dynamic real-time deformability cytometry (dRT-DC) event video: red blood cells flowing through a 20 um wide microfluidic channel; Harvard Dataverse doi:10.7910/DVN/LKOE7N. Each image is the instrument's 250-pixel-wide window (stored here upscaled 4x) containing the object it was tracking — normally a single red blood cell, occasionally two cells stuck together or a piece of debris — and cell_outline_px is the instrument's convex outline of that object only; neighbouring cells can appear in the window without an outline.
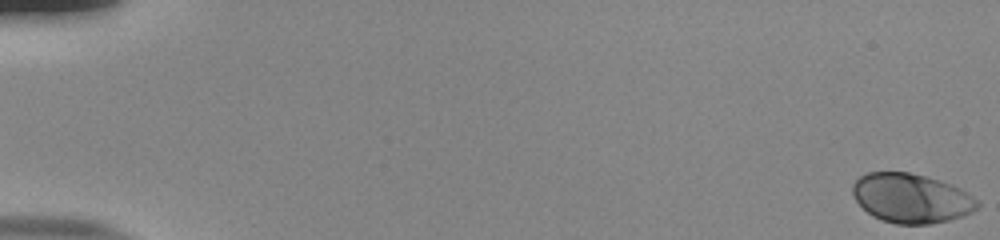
{"species": "human", "species_latin": "Homo sapiens", "temperature_condition": "room temperature", "stored_images_in_passage": 55, "camera_frame_rate_fps": 3000, "um_per_image_px": 0.085, "donor": {"sex": "male"}, "frame": {"image": 1, "passage_image": 1, "time_ms": 0.0, "image_size_px": [1000, 240], "cell_outline_px": [[980, 204], [972, 212], [964, 216], [948, 220], [928, 224], [896, 224], [880, 220], [872, 216], [852, 196], [852, 184], [860, 176], [868, 172], [908, 172], [940, 180], [952, 184], [960, 188], [972, 196]], "centroid_in_image_um": [77.44, 16.85], "position_along_channel_um": 7.6, "area_um2": 35.89}}
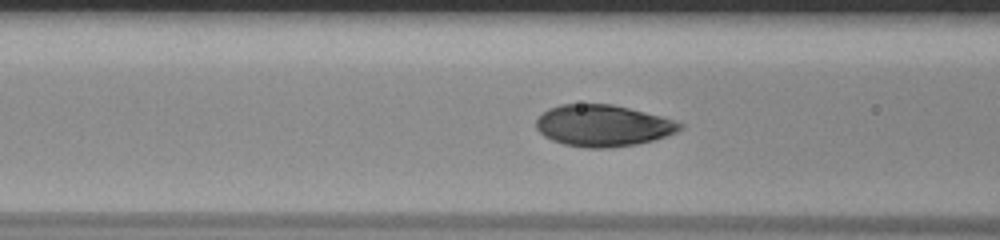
{"frame": {"image": 2, "passage_image": 24, "time_ms": 7.667, "image_size_px": [1000, 240], "cell_outline_px": [[684, 128], [668, 136], [636, 144], [612, 148], [584, 148], [564, 144], [552, 140], [544, 136], [536, 128], [536, 120], [548, 108], [560, 104], [612, 104], [660, 116], [684, 124]], "centroid_in_image_um": [51.24, 10.69], "position_along_channel_um": 115.4, "area_um2": 34.8}}
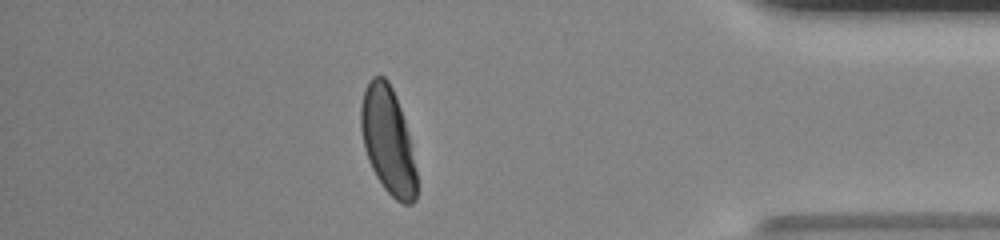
{"frame": {"image": 3, "passage_image": 49, "time_ms": 16.0, "image_size_px": [1000, 240], "cell_outline_px": [[416, 200], [412, 204], [404, 204], [396, 200], [384, 188], [376, 176], [368, 160], [364, 148], [360, 128], [360, 104], [364, 88], [368, 80], [372, 76], [384, 76], [388, 80], [392, 88], [400, 108], [404, 120], [416, 168]], "centroid_in_image_um": [32.94, 11.93], "position_along_channel_um": 402.3, "area_um2": 34.62}, "authors_computed_cell_mechanics": {"area_um2": 35.2002, "velocity_mm_per_s": 3.8074, "shape_relaxation_time_tau1_ms": 2.641, "shape_relaxation_time_tau2_ms": null, "deformation_change_tau1": 0.1538, "deformation_change_tau2": null}}